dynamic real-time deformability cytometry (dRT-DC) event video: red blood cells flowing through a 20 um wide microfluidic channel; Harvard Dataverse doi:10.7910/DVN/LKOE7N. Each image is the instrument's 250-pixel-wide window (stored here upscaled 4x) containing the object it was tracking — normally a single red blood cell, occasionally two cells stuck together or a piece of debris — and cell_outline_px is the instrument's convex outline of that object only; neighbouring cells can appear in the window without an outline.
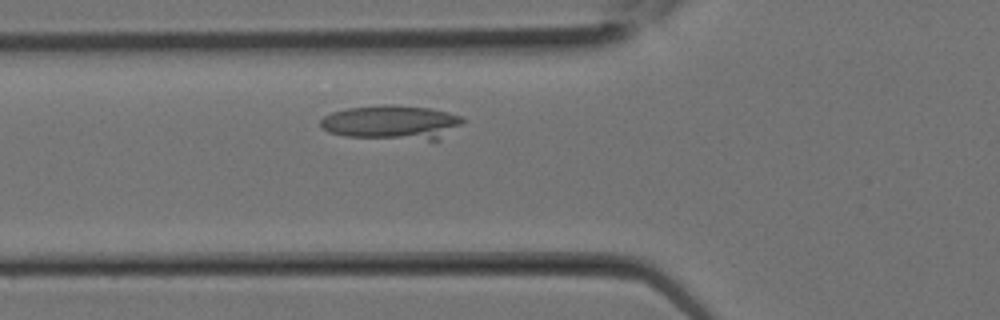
{"species": "Egyptian fruit bat (a non-hibernating species)", "species_latin": "Rousettus aegyptiacus", "temperature_condition": "room temperature", "stored_images_in_passage": 15, "camera_frame_rate_fps": 3000, "um_per_image_px": 0.085, "animal": {"sex": "female"}, "frame": {"image": 1, "passage_image": 5, "time_ms": 1.333, "image_size_px": [1000, 320], "cell_outline_px": [[464, 120], [460, 124], [440, 140], [432, 144], [344, 136], [328, 132], [320, 124], [320, 120], [324, 116], [332, 112], [348, 108], [384, 104], [392, 104], [428, 108], [448, 112], [464, 116]], "centroid_in_image_um": [33.36, 10.47], "position_along_channel_um": 92.4, "area_um2": 29.77}}
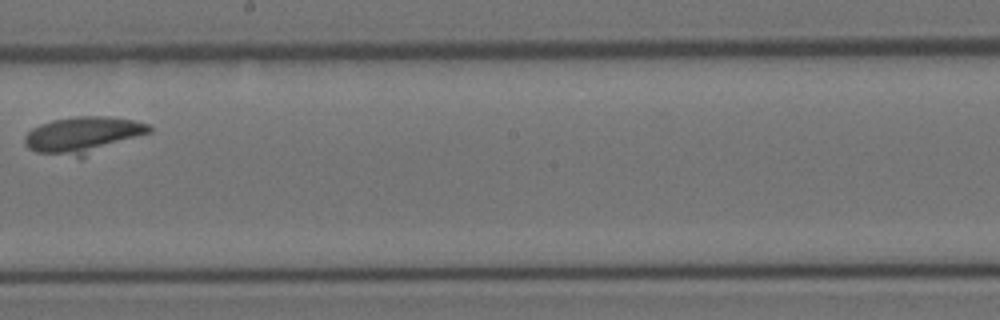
{"frame": {"image": 2, "passage_image": 11, "time_ms": 3.333, "image_size_px": [1000, 320], "cell_outline_px": [[152, 132], [80, 160], [36, 152], [28, 148], [24, 144], [24, 136], [32, 128], [40, 124], [52, 120], [76, 116], [108, 116], [132, 120], [148, 124], [152, 128]], "centroid_in_image_um": [7.06, 11.52], "position_along_channel_um": 241.1, "area_um2": 27.46}}
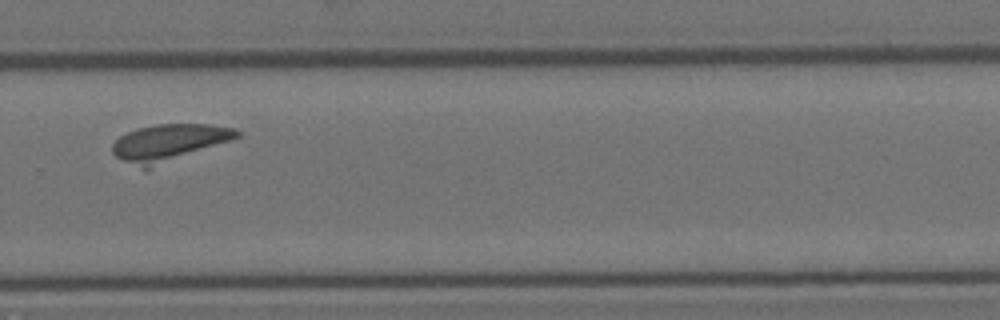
{"frame": {"image": 3, "passage_image": 14, "time_ms": 4.333, "image_size_px": [1000, 320], "cell_outline_px": [[240, 136], [148, 168], [140, 168], [116, 156], [112, 152], [112, 144], [120, 136], [136, 128], [156, 124], [212, 124], [236, 128], [240, 132]], "centroid_in_image_um": [14.33, 12.08], "position_along_channel_um": 315.5, "area_um2": 25.95}}